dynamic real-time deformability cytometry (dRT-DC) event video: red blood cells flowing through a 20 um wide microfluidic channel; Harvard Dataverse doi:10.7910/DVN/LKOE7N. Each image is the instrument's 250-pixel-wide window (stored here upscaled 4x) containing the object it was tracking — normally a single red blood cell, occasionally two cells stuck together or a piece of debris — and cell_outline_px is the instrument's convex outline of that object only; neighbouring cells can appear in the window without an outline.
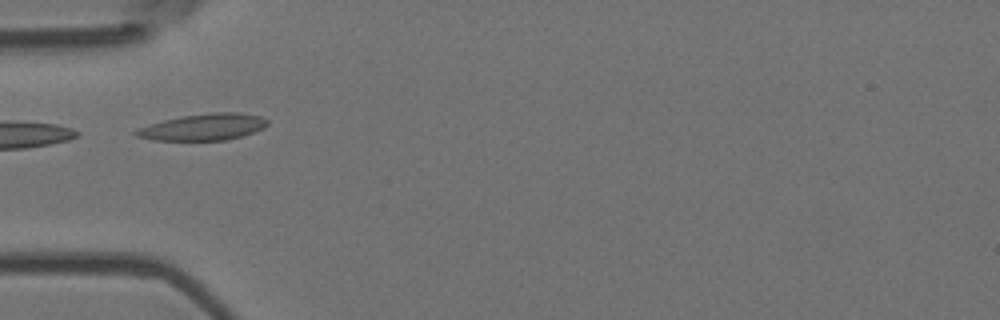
{"species": "Egyptian fruit bat (a non-hibernating species)", "species_latin": "Rousettus aegyptiacus", "temperature_condition": "room temperature", "stored_images_in_passage": 3, "camera_frame_rate_fps": 3000, "um_per_image_px": 0.085, "animal": {"sex": "female"}, "frame": {"image": 1, "passage_image": 2, "time_ms": 0.333, "image_size_px": [1000, 320], "cell_outline_px": [[268, 124], [264, 128], [228, 140], [152, 140], [136, 136], [132, 132], [136, 128], [164, 120], [184, 116], [212, 112], [240, 112], [260, 116], [268, 120]], "centroid_in_image_um": [17.27, 10.79], "position_along_channel_um": 67.7, "area_um2": 20.29}}
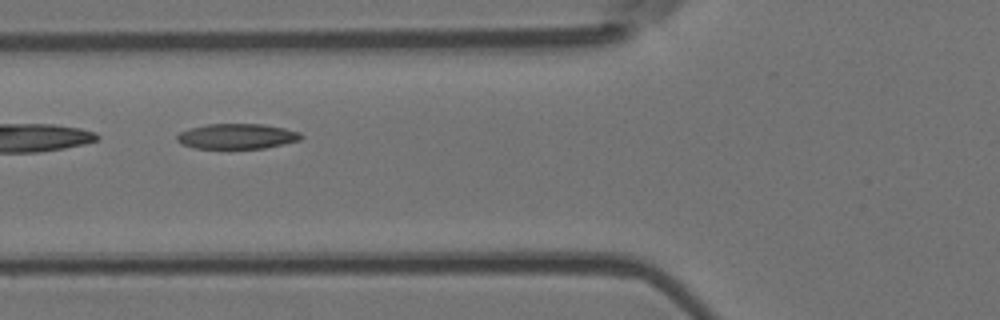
{"frame": {"image": 2, "passage_image": 3, "time_ms": 0.667, "image_size_px": [1000, 320], "cell_outline_px": [[304, 136], [300, 140], [284, 144], [264, 148], [196, 148], [180, 144], [176, 140], [176, 136], [180, 132], [192, 128], [208, 124], [264, 124], [284, 128], [300, 132]], "centroid_in_image_um": [20.16, 11.58], "position_along_channel_um": 105.6, "area_um2": 18.21}}